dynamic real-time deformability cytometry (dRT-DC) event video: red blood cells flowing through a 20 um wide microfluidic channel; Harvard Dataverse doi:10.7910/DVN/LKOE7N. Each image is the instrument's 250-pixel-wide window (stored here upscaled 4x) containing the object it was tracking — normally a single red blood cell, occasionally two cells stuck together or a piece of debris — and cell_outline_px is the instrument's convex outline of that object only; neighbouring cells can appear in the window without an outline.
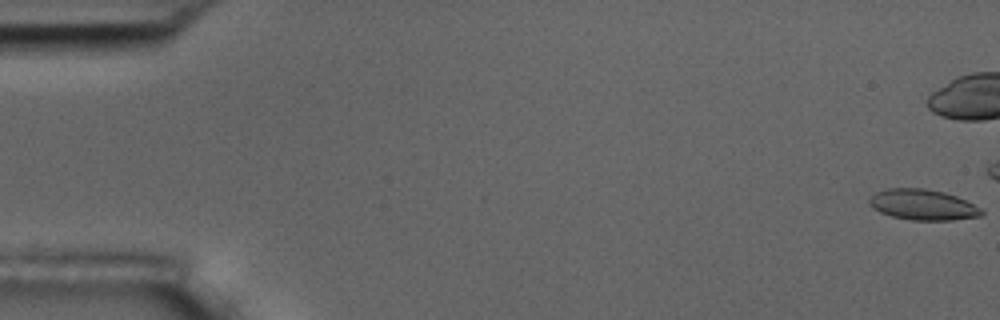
{"species": "common noctule bat (a hibernating species)", "species_latin": "Nyctalus noctula", "temperature_condition": "room temperature", "stored_images_in_passage": 7, "camera_frame_rate_fps": 3000, "um_per_image_px": 0.085, "animal": {"sex": "male", "body_mass_g": 17.5, "forearm_length_mm": 52.3}, "frame": {"image": 1, "passage_image": 1, "time_ms": 0.0, "image_size_px": [1000, 320], "cell_outline_px": [[984, 212], [980, 216], [952, 220], [912, 220], [892, 216], [880, 212], [872, 208], [868, 204], [868, 200], [876, 192], [888, 188], [924, 188], [944, 192], [956, 196], [980, 208]], "centroid_in_image_um": [78.4, 17.4], "position_along_channel_um": 6.6, "area_um2": 19.94}}